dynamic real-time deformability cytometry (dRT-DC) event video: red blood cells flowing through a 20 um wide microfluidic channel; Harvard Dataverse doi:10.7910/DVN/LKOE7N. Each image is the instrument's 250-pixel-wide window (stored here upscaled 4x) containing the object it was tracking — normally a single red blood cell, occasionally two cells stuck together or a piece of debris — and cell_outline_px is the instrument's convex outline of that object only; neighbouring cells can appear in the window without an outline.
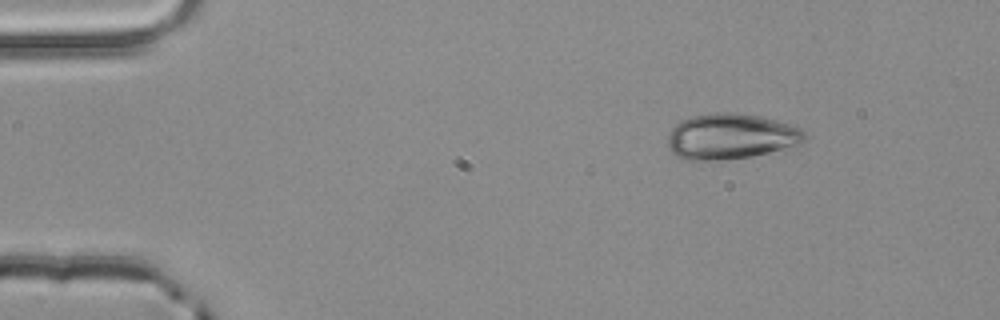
{"species": "common noctule bat (a hibernating species)", "species_latin": "Nyctalus noctula", "temperature_condition": "room temperature", "stored_images_in_passage": 3, "camera_frame_rate_fps": 3000, "um_per_image_px": 0.085, "animal": {"sex": "male", "body_mass_g": 20.4}, "frame": {"image": 1, "passage_image": 1, "time_ms": 0.0, "image_size_px": [1000, 320], "cell_outline_px": [[808, 136], [800, 144], [752, 156], [724, 160], [684, 160], [676, 156], [668, 148], [668, 132], [680, 120], [692, 116], [716, 112], [732, 112], [760, 116], [776, 120], [800, 128]], "centroid_in_image_um": [62.08, 11.59], "position_along_channel_um": 22.9, "area_um2": 36.53}}